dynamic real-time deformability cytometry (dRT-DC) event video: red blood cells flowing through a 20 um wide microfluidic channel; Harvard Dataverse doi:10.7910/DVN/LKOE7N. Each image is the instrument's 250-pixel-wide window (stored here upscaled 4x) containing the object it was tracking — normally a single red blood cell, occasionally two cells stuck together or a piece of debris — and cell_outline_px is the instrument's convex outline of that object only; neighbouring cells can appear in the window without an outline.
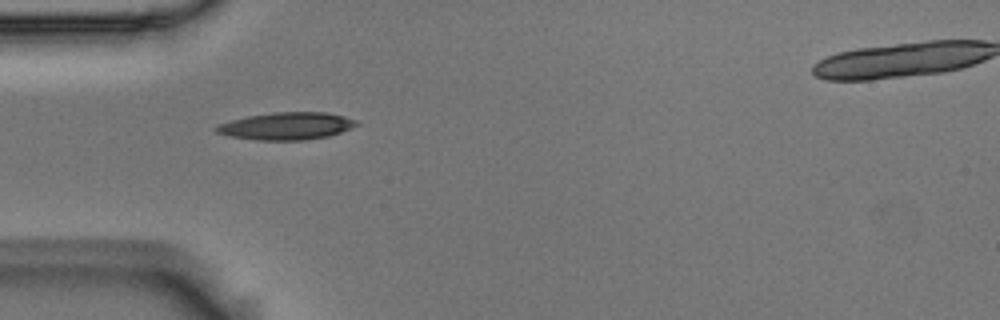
{"species": "Egyptian fruit bat (a non-hibernating species)", "species_latin": "Rousettus aegyptiacus", "temperature_condition": "room temperature", "stored_images_in_passage": 43, "camera_frame_rate_fps": 3000, "um_per_image_px": 0.085, "animal": {"sex": "male"}, "frame": {"image": 1, "passage_image": 4, "time_ms": 1.0, "image_size_px": [1000, 320], "cell_outline_px": [[360, 124], [340, 132], [328, 136], [304, 140], [256, 140], [228, 136], [216, 132], [212, 128], [220, 124], [232, 120], [248, 116], [276, 112], [324, 112], [344, 116], [356, 120]], "centroid_in_image_um": [24.34, 10.71], "position_along_channel_um": 60.7, "area_um2": 22.25}}
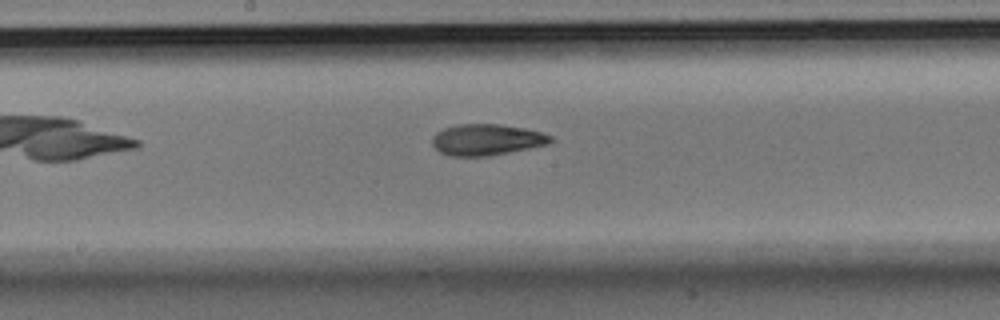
{"frame": {"image": 2, "passage_image": 16, "time_ms": 5.0, "image_size_px": [1000, 320], "cell_outline_px": [[556, 140], [548, 144], [488, 156], [448, 156], [440, 152], [432, 144], [432, 136], [436, 132], [444, 128], [456, 124], [496, 124], [524, 128], [540, 132], [552, 136]], "centroid_in_image_um": [41.34, 11.87], "position_along_channel_um": 206.9, "area_um2": 21.5}}
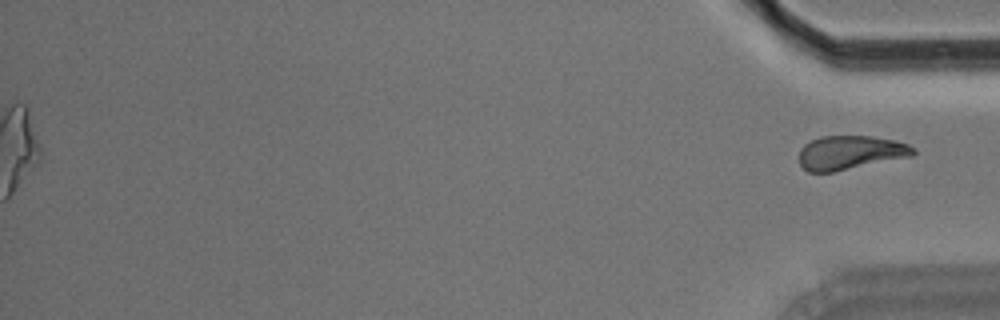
{"frame": {"image": 3, "passage_image": 43, "time_ms": 14.0, "image_size_px": [1000, 320], "cell_outline_px": [[916, 152], [912, 156], [832, 172], [808, 172], [800, 164], [800, 148], [804, 144], [820, 136], [872, 136], [896, 140], [908, 144], [916, 148]], "centroid_in_image_um": [72.29, 12.96], "position_along_channel_um": 362.9, "area_um2": 22.6}}